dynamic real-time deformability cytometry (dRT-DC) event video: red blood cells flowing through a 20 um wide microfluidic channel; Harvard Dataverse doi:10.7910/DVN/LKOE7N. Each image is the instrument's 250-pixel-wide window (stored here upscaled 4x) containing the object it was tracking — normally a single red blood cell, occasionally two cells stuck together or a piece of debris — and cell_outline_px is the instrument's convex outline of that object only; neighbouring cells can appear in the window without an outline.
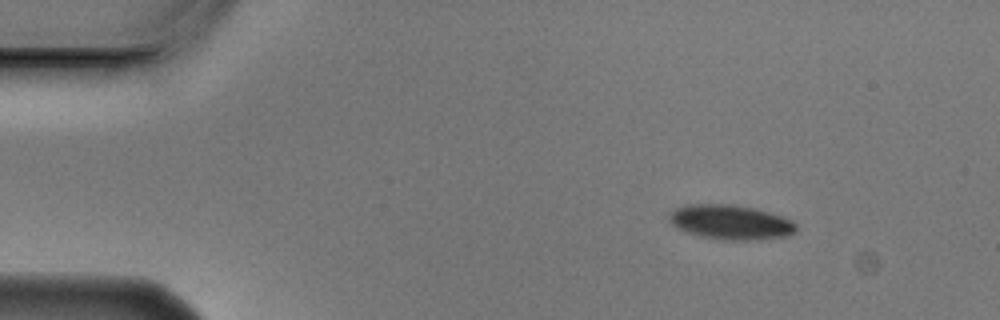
{"species": "Egyptian fruit bat (a non-hibernating species)", "species_latin": "Rousettus aegyptiacus", "temperature_condition": "cold", "stored_images_in_passage": 13, "camera_frame_rate_fps": 3000, "um_per_image_px": 0.085, "animal": {"sex": "male"}, "frame": {"image": 1, "passage_image": 2, "time_ms": 0.333, "image_size_px": [1000, 320], "cell_outline_px": [[796, 232], [788, 236], [760, 240], [720, 240], [688, 232], [676, 228], [668, 220], [668, 216], [676, 208], [688, 204], [732, 204], [752, 208], [768, 212], [792, 220], [796, 224]], "centroid_in_image_um": [62.12, 18.89], "position_along_channel_um": 22.9, "area_um2": 25.61}}
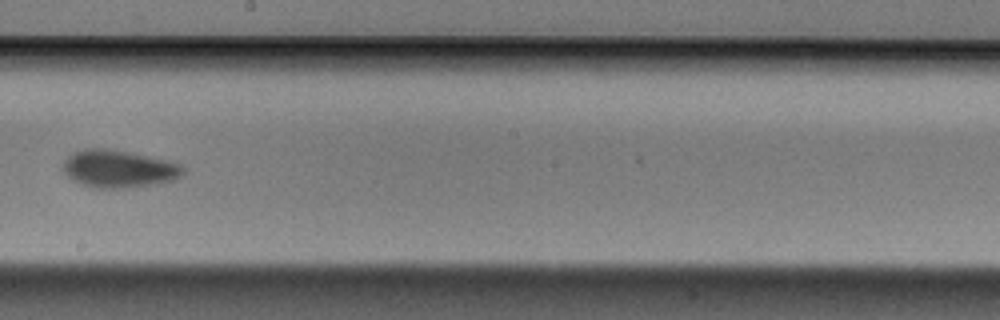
{"frame": {"image": 2, "passage_image": 8, "time_ms": 2.333, "image_size_px": [1000, 320], "cell_outline_px": [[184, 172], [180, 176], [172, 180], [156, 184], [124, 188], [92, 188], [72, 180], [64, 172], [64, 160], [68, 156], [76, 152], [88, 148], [104, 148], [168, 160], [180, 164], [184, 168]], "centroid_in_image_um": [10.09, 14.36], "position_along_channel_um": 238.1, "area_um2": 25.95}}
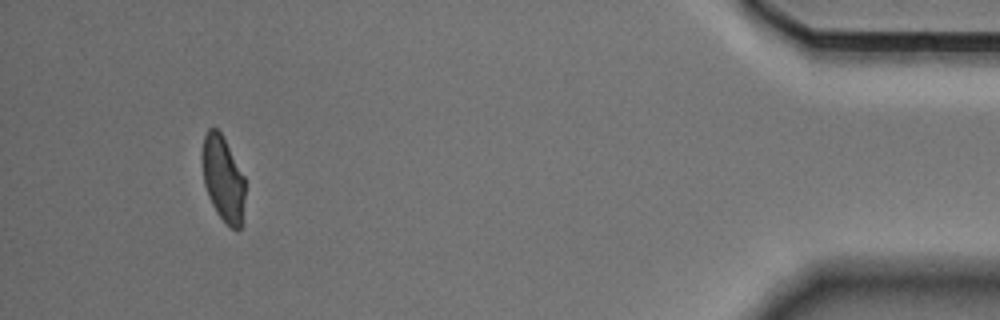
{"frame": {"image": 3, "passage_image": 13, "time_ms": 4.0, "image_size_px": [1000, 320], "cell_outline_px": [[244, 200], [240, 228], [232, 228], [216, 212], [208, 196], [204, 184], [200, 160], [204, 136], [208, 128], [216, 128], [220, 132], [244, 176]], "centroid_in_image_um": [18.91, 15.15], "position_along_channel_um": 416.3, "area_um2": 21.1}}